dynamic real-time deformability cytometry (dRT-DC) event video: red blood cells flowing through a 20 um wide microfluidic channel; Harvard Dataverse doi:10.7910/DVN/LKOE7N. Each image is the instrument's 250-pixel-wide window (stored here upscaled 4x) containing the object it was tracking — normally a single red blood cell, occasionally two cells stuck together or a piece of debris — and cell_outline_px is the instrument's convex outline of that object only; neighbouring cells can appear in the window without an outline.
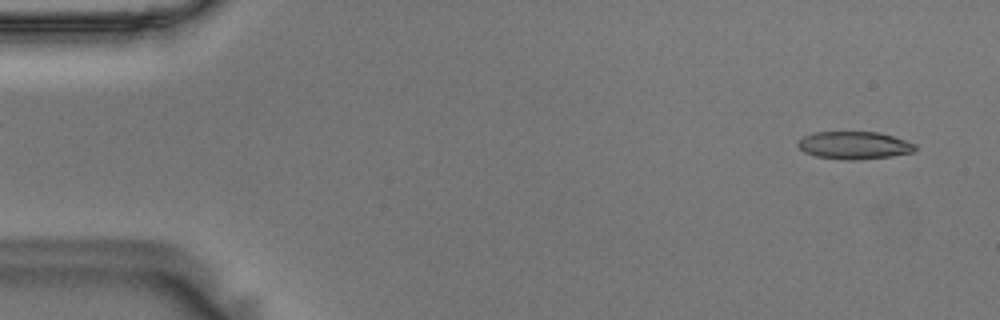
{"species": "Egyptian fruit bat (a non-hibernating species)", "species_latin": "Rousettus aegyptiacus", "temperature_condition": "room temperature", "stored_images_in_passage": 10, "camera_frame_rate_fps": 3000, "um_per_image_px": 0.085, "animal": {"sex": "male"}, "frame": {"image": 1, "passage_image": 2, "time_ms": 0.333, "image_size_px": [1000, 320], "cell_outline_px": [[916, 148], [912, 152], [892, 156], [860, 160], [848, 160], [816, 156], [804, 152], [796, 144], [796, 140], [812, 132], [880, 132], [916, 144]], "centroid_in_image_um": [72.57, 12.35], "position_along_channel_um": 12.4, "area_um2": 18.96}}